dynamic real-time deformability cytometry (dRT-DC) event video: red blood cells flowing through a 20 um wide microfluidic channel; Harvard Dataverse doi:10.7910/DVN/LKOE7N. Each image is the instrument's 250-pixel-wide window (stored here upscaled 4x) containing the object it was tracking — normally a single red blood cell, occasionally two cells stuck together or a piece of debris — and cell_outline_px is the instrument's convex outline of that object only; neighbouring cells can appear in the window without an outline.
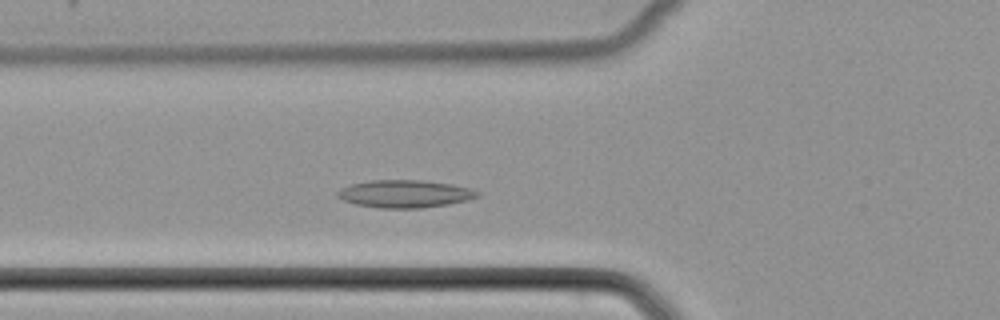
{"species": "common noctule bat (a hibernating species)", "species_latin": "Nyctalus noctula", "temperature_condition": "cold", "stored_images_in_passage": 45, "camera_frame_rate_fps": 3000, "um_per_image_px": 0.085, "animal": {"sex": "female", "body_mass_g": 22.7, "forearm_length_mm": 54.2}, "frame": {"image": 1, "passage_image": 12, "time_ms": 3.667, "image_size_px": [1000, 320], "cell_outline_px": [[480, 196], [468, 200], [448, 204], [420, 208], [380, 208], [356, 204], [344, 200], [336, 196], [336, 192], [340, 188], [352, 184], [372, 180], [424, 180], [452, 184], [468, 188], [480, 192]], "centroid_in_image_um": [34.41, 16.47], "position_along_channel_um": 91.4, "area_um2": 22.48}}
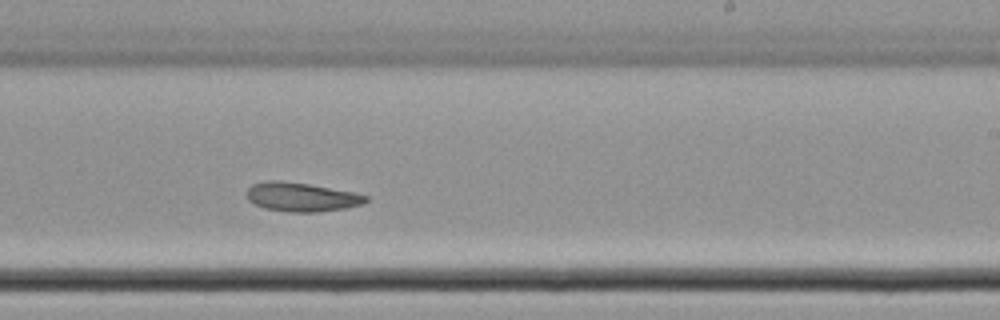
{"frame": {"image": 2, "passage_image": 25, "time_ms": 8.0, "image_size_px": [1000, 320], "cell_outline_px": [[368, 200], [360, 204], [348, 208], [320, 212], [288, 212], [264, 208], [248, 200], [248, 188], [252, 184], [268, 180], [276, 180], [308, 184], [352, 192], [368, 196]], "centroid_in_image_um": [25.62, 16.75], "position_along_channel_um": 263.4, "area_um2": 19.94}}
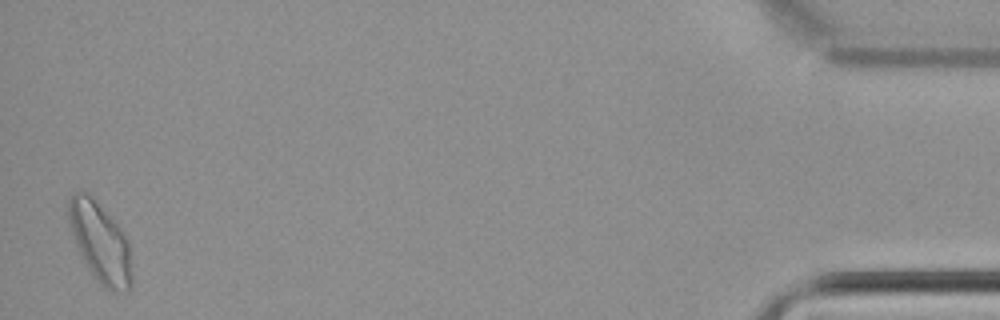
{"frame": {"image": 3, "passage_image": 44, "time_ms": 14.333, "image_size_px": [1000, 320], "cell_outline_px": [[132, 288], [128, 292], [112, 292], [104, 288], [100, 284], [88, 268], [80, 256], [68, 220], [68, 196], [72, 192], [88, 192], [96, 200], [120, 228], [128, 240], [132, 268]], "centroid_in_image_um": [8.53, 20.64], "position_along_channel_um": 426.7, "area_um2": 29.77}}